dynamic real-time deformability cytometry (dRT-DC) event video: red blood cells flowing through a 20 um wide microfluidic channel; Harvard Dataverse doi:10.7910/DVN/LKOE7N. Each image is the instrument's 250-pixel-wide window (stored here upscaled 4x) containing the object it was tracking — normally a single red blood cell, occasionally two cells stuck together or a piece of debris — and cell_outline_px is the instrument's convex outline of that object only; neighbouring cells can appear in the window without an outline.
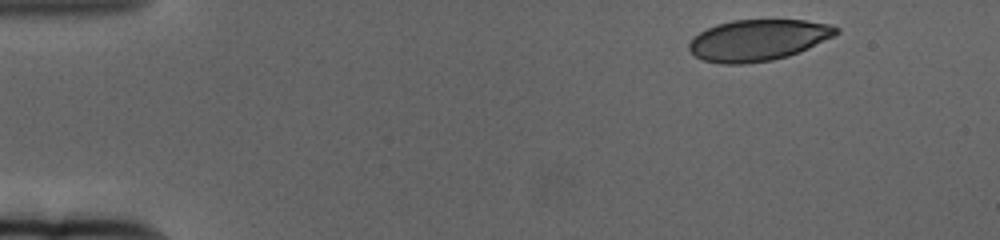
{"species": "human", "species_latin": "Homo sapiens", "temperature_condition": "cold", "stored_images_in_passage": 55, "camera_frame_rate_fps": 3000, "um_per_image_px": 0.085, "donor": {"sex": "female"}, "frame": {"image": 1, "passage_image": 1, "time_ms": 0.0, "image_size_px": [1000, 240], "cell_outline_px": [[840, 32], [836, 36], [800, 52], [788, 56], [772, 60], [744, 64], [720, 64], [704, 60], [696, 56], [688, 48], [688, 44], [692, 36], [716, 24], [732, 20], [804, 20], [828, 24], [840, 28]], "centroid_in_image_um": [64.45, 3.41], "position_along_channel_um": 20.5, "area_um2": 35.6}}
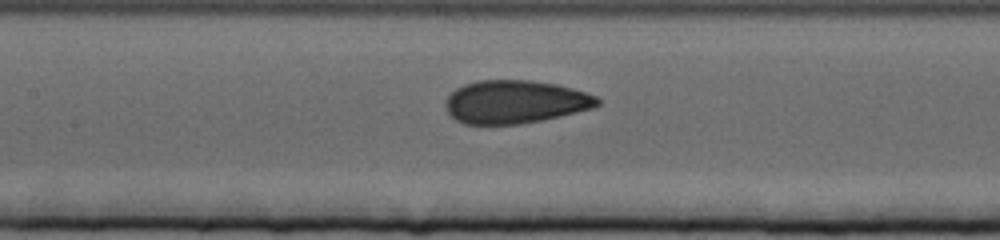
{"frame": {"image": 2, "passage_image": 23, "time_ms": 7.333, "image_size_px": [1000, 240], "cell_outline_px": [[600, 104], [596, 108], [560, 116], [520, 124], [464, 124], [456, 120], [448, 112], [444, 104], [448, 96], [456, 88], [464, 84], [476, 80], [528, 80], [556, 84], [572, 88], [596, 96], [600, 100]], "centroid_in_image_um": [43.79, 8.66], "position_along_channel_um": 163.6, "area_um2": 38.26}}
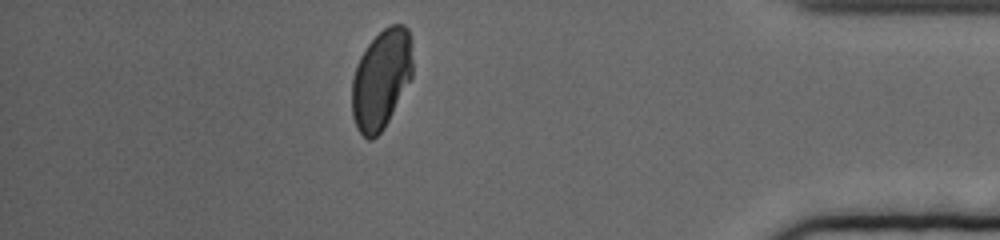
{"frame": {"image": 3, "passage_image": 48, "time_ms": 15.667, "image_size_px": [1000, 240], "cell_outline_px": [[412, 76], [384, 128], [372, 140], [368, 140], [356, 128], [352, 116], [352, 80], [356, 64], [360, 56], [368, 44], [384, 28], [392, 24], [404, 24], [408, 28], [412, 60]], "centroid_in_image_um": [32.38, 6.74], "position_along_channel_um": 402.8, "area_um2": 34.97}, "authors_computed_cell_mechanics": {"area_um2": 37.6856, "velocity_mm_per_s": 3.3099, "shape_relaxation_time_tau1_ms": 5.8197, "shape_relaxation_time_tau2_ms": 0.8977, "deformation_change_tau1": 0.1534, "deformation_change_tau2": 0.0645}}